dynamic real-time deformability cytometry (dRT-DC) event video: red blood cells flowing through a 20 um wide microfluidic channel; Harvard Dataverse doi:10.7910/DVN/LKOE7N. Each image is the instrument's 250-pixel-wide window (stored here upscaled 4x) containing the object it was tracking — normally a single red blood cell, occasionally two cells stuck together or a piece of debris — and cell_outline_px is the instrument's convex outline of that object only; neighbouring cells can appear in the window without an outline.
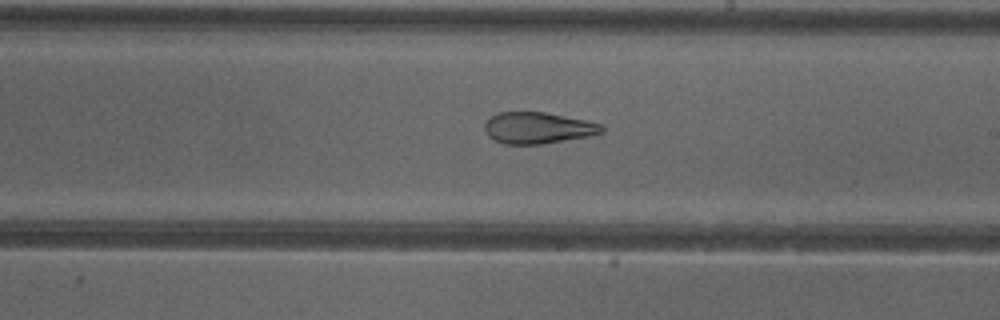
{"species": "common noctule bat (a hibernating species)", "species_latin": "Nyctalus noctula", "temperature_condition": "cold", "stored_images_in_passage": 51, "camera_frame_rate_fps": 3000, "um_per_image_px": 0.085, "animal": {"sex": "female"}, "frame": {"image": 1, "passage_image": 30, "time_ms": 9.667, "image_size_px": [1000, 320], "cell_outline_px": [[604, 132], [588, 136], [540, 144], [504, 144], [488, 136], [484, 128], [484, 124], [492, 116], [500, 112], [544, 112], [604, 124]], "centroid_in_image_um": [45.73, 10.87], "position_along_channel_um": 243.3, "area_um2": 21.21}, "authors_computed_cell_mechanics": {"area_um2": 27.8018, "velocity_mm_per_s": 3.9979, "shape_relaxation_time_tau1_ms": null, "shape_relaxation_time_tau2_ms": 2.0371, "deformation_change_tau1": null, "deformation_change_tau2": 0.1041}}